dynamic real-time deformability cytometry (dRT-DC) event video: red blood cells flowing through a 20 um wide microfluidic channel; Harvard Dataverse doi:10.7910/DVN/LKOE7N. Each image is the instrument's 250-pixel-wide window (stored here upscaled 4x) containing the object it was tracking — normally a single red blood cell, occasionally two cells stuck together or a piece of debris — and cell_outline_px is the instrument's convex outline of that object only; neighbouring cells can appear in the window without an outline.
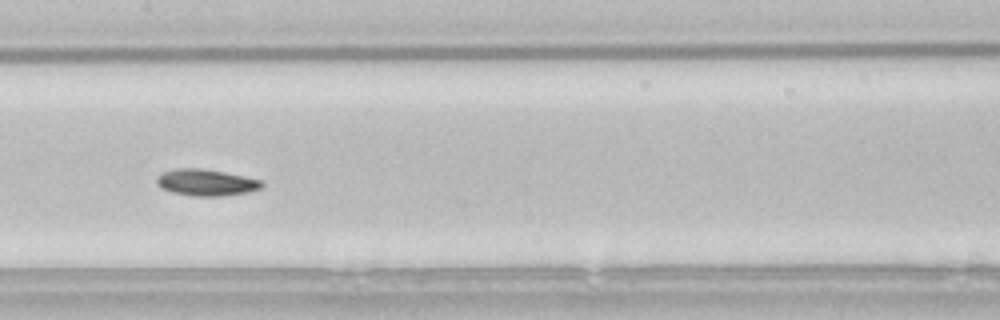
{"species": "common noctule bat (a hibernating species)", "species_latin": "Nyctalus noctula", "temperature_condition": "room temperature", "stored_images_in_passage": 39, "camera_frame_rate_fps": 3000, "um_per_image_px": 0.085, "animal": {"sex": "male", "body_mass_g": 21.5, "forearm_length_mm": 52.0}, "frame": {"image": 1, "passage_image": 12, "time_ms": 3.667, "image_size_px": [1000, 320], "cell_outline_px": [[264, 188], [248, 192], [220, 196], [196, 196], [172, 192], [160, 188], [156, 184], [156, 176], [160, 172], [176, 168], [200, 168], [224, 172], [244, 176], [260, 180], [264, 184]], "centroid_in_image_um": [17.49, 15.5], "position_along_channel_um": 189.9, "area_um2": 16.42}, "authors_computed_cell_mechanics": {"area_um2": 15.9528, "velocity_mm_per_s": 3.8108, "shape_relaxation_time_tau1_ms": 4.2083, "shape_relaxation_time_tau2_ms": null, "deformation_change_tau1": 0.1144, "deformation_change_tau2": null}}